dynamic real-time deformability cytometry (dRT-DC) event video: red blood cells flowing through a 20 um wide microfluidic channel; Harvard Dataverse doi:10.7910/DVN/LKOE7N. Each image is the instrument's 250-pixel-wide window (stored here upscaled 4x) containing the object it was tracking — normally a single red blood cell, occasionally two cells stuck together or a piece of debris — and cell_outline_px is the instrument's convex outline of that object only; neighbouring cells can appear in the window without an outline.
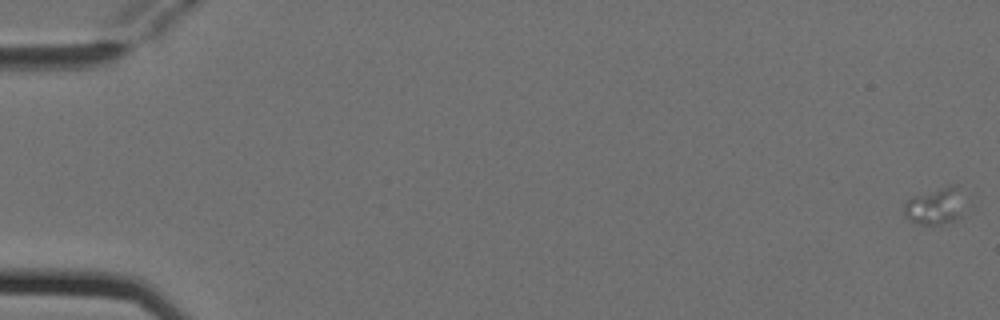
{"species": "Egyptian fruit bat (a non-hibernating species)", "species_latin": "Rousettus aegyptiacus", "temperature_condition": "cold", "stored_images_in_passage": 6, "camera_frame_rate_fps": 3000, "um_per_image_px": 0.085, "animal": {"sex": "female"}, "frame": {"image": 1, "passage_image": 1, "time_ms": 0.0, "image_size_px": [1000, 320], "cell_outline_px": [[960, 216], [956, 220], [940, 224], [916, 224], [908, 220], [904, 216], [904, 204], [912, 196], [948, 184], [956, 184]], "centroid_in_image_um": [79.36, 17.53], "position_along_channel_um": 5.6, "area_um2": 12.54}}
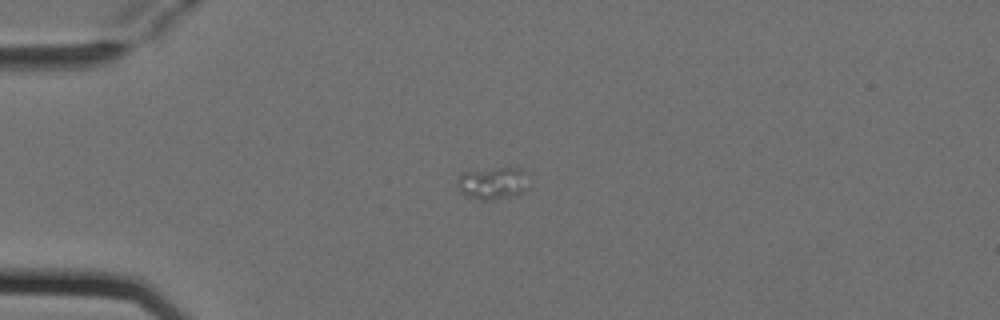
{"frame": {"image": 2, "passage_image": 4, "time_ms": 1.0, "image_size_px": [1000, 320], "cell_outline_px": [[528, 188], [524, 192], [516, 196], [488, 200], [480, 200], [468, 196], [460, 192], [456, 184], [456, 180], [464, 172], [500, 168], [520, 168]], "centroid_in_image_um": [41.84, 15.6], "position_along_channel_um": 43.2, "area_um2": 13.18}}